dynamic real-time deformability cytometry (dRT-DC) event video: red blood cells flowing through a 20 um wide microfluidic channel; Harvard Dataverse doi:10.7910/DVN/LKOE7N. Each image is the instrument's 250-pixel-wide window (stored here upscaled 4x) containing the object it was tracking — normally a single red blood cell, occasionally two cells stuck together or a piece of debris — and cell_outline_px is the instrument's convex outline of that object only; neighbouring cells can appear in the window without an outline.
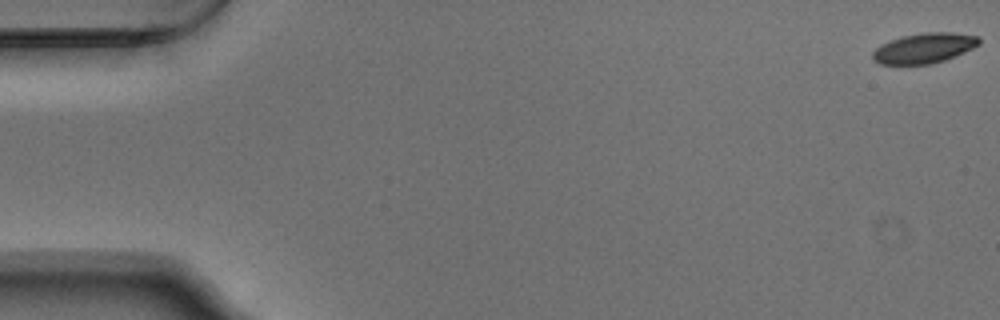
{"species": "Egyptian fruit bat (a non-hibernating species)", "species_latin": "Rousettus aegyptiacus", "temperature_condition": "warm", "stored_images_in_passage": 55, "camera_frame_rate_fps": 3000, "um_per_image_px": 0.085, "animal": {"sex": "male"}, "frame": {"image": 1, "passage_image": 1, "time_ms": 0.0, "image_size_px": [1000, 320], "cell_outline_px": [[980, 44], [964, 52], [944, 60], [932, 64], [880, 64], [872, 60], [872, 52], [876, 48], [900, 36], [924, 32], [952, 32], [980, 36]], "centroid_in_image_um": [78.57, 4.08], "position_along_channel_um": 6.4, "area_um2": 18.67}}
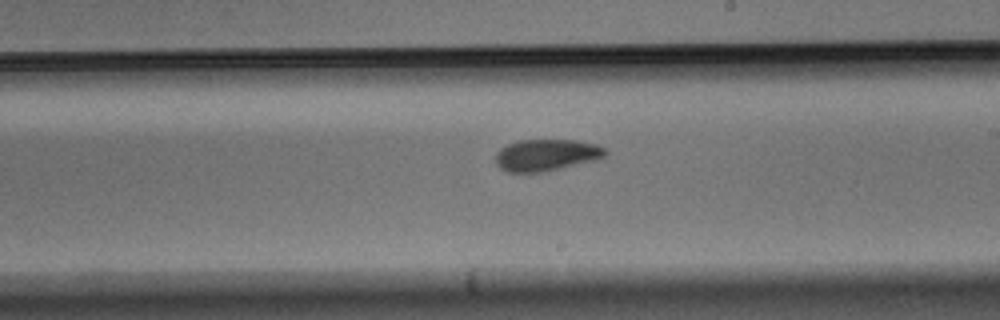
{"frame": {"image": 2, "passage_image": 32, "time_ms": 10.333, "image_size_px": [1000, 320], "cell_outline_px": [[608, 152], [604, 156], [596, 160], [540, 172], [508, 172], [500, 168], [496, 164], [496, 152], [500, 148], [508, 144], [520, 140], [576, 140], [596, 144], [608, 148]], "centroid_in_image_um": [46.45, 13.16], "position_along_channel_um": 242.5, "area_um2": 20.23}}
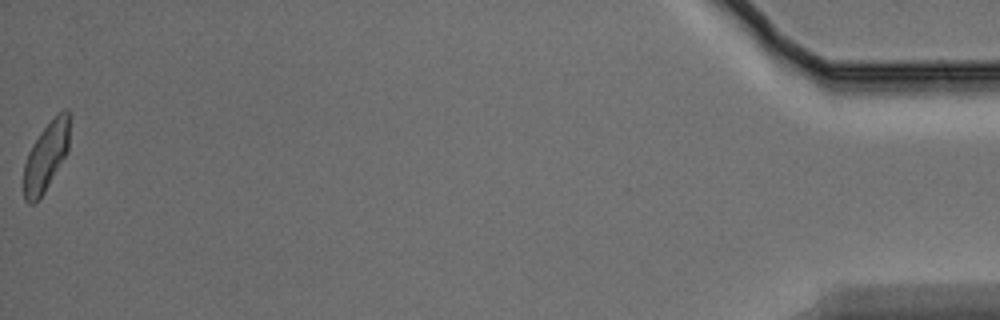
{"frame": {"image": 3, "passage_image": 55, "time_ms": 18.0, "image_size_px": [1000, 320], "cell_outline_px": [[68, 152], [44, 192], [32, 204], [28, 204], [24, 200], [24, 164], [28, 152], [32, 144], [40, 132], [64, 108], [68, 108]], "centroid_in_image_um": [3.89, 13.33], "position_along_channel_um": 431.3, "area_um2": 17.98}, "authors_computed_cell_mechanics": {"area_um2": 19.652, "velocity_mm_per_s": 3.7289, "shape_relaxation_time_tau1_ms": 5.2603, "shape_relaxation_time_tau2_ms": 3.9407, "deformation_change_tau1": 0.136, "deformation_change_tau2": 0.084}}